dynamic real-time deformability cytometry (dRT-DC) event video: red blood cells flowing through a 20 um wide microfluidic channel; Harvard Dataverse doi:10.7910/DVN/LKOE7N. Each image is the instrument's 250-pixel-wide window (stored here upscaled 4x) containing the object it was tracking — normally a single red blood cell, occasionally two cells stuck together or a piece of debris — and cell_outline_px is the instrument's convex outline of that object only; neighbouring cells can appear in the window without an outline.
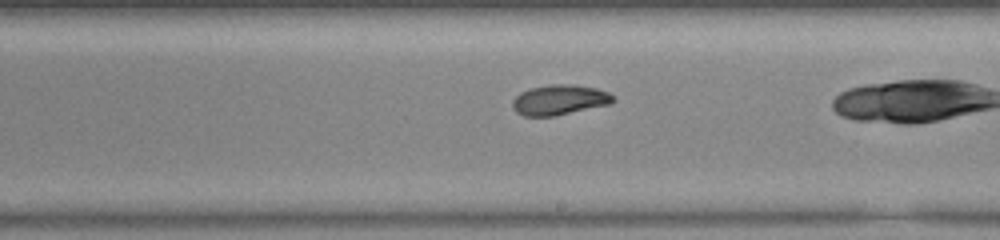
{"species": "common noctule bat (a hibernating species)", "species_latin": "Nyctalus noctula", "temperature_condition": "warm", "stored_images_in_passage": 37, "camera_frame_rate_fps": 3000, "um_per_image_px": 0.085, "animal": {"sex": "female", "body_mass_g": 23.0, "forearm_length_mm": 53.4}, "frame": {"image": 1, "passage_image": 27, "time_ms": 8.667, "image_size_px": [1000, 240], "cell_outline_px": [[616, 100], [608, 104], [552, 116], [524, 116], [516, 112], [512, 108], [512, 100], [520, 92], [532, 88], [548, 84], [572, 84], [596, 88], [608, 92], [616, 96]], "centroid_in_image_um": [47.54, 8.47], "position_along_channel_um": 241.5, "area_um2": 17.63}}
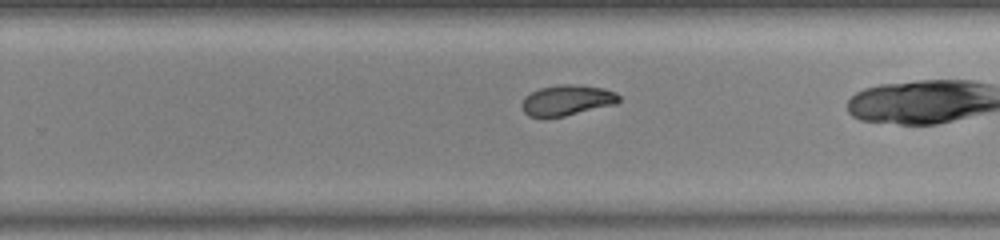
{"frame": {"image": 2, "passage_image": 30, "time_ms": 9.667, "image_size_px": [1000, 240], "cell_outline_px": [[620, 100], [616, 104], [564, 116], [528, 116], [524, 112], [520, 104], [524, 96], [540, 88], [560, 84], [572, 84], [604, 88], [616, 92], [620, 96]], "centroid_in_image_um": [48.2, 8.51], "position_along_channel_um": 281.6, "area_um2": 17.22}}
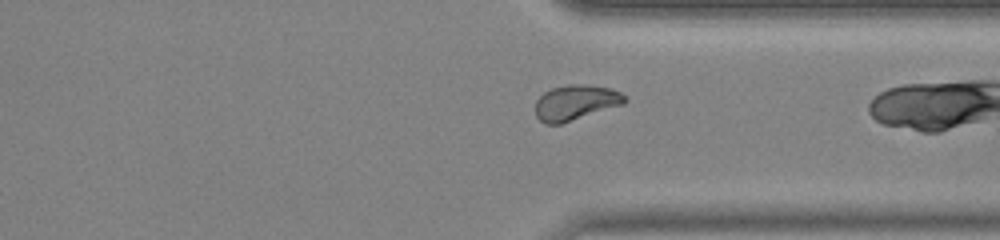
{"frame": {"image": 3, "passage_image": 36, "time_ms": 11.667, "image_size_px": [1000, 240], "cell_outline_px": [[628, 100], [624, 104], [560, 124], [544, 124], [536, 116], [536, 100], [544, 92], [552, 88], [568, 84], [588, 84], [612, 88], [620, 92]], "centroid_in_image_um": [48.94, 8.7], "position_along_channel_um": 362.5, "area_um2": 18.44}}